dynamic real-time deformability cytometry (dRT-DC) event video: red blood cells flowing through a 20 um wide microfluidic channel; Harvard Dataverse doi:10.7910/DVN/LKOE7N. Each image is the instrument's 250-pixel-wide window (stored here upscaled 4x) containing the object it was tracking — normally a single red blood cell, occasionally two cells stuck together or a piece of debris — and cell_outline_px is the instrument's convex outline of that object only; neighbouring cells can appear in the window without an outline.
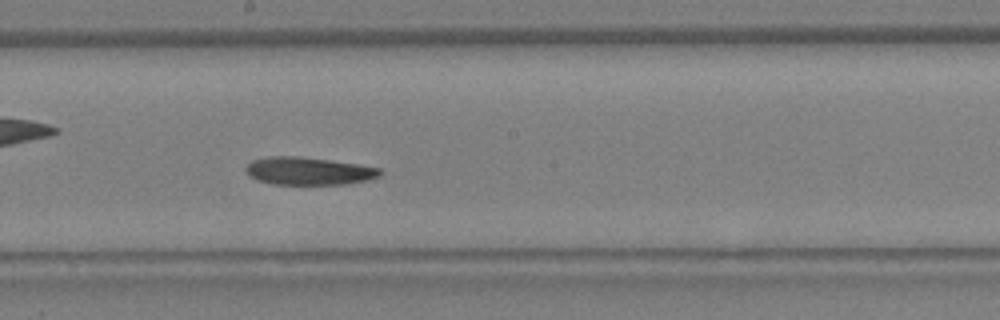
{"species": "Egyptian fruit bat (a non-hibernating species)", "species_latin": "Rousettus aegyptiacus", "temperature_condition": "warm", "stored_images_in_passage": 15, "camera_frame_rate_fps": 3000, "um_per_image_px": 0.085, "animal": {"sex": "female"}, "frame": {"image": 1, "passage_image": 15, "time_ms": 4.667, "image_size_px": [1000, 320], "cell_outline_px": [[384, 172], [380, 176], [368, 180], [348, 184], [272, 184], [256, 180], [244, 168], [252, 160], [268, 156], [300, 156], [360, 164], [380, 168]], "centroid_in_image_um": [26.27, 14.53], "position_along_channel_um": 221.9, "area_um2": 21.85}}